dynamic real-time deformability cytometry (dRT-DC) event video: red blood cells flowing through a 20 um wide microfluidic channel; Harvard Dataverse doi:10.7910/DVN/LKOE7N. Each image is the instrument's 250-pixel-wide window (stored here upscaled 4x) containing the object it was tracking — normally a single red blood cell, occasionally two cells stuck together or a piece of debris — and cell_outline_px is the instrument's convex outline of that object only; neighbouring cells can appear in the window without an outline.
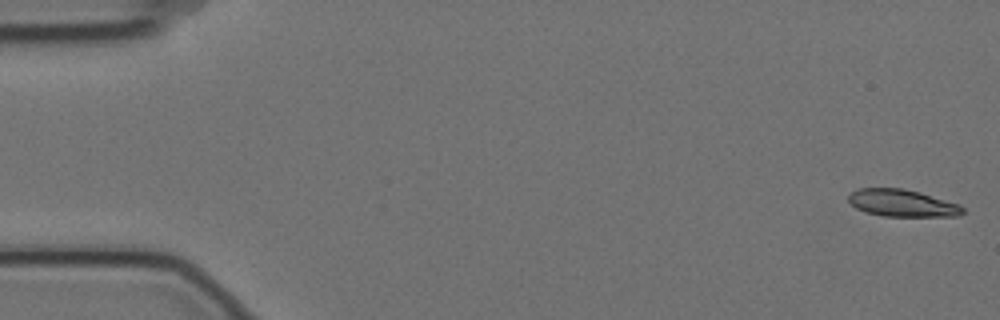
{"species": "Egyptian fruit bat (a non-hibernating species)", "species_latin": "Rousettus aegyptiacus", "temperature_condition": "cold", "stored_images_in_passage": 5, "segment_of_instrument_passage": [2, 2], "camera_frame_rate_fps": 3000, "um_per_image_px": 0.085, "animal": {"sex": "female"}, "frame": {"image": 1, "passage_image": 5, "time_ms": 1.333, "image_size_px": [1000, 320], "cell_outline_px": [[964, 212], [960, 216], [884, 216], [868, 212], [856, 208], [848, 200], [848, 196], [852, 192], [860, 188], [904, 188], [920, 192], [960, 204], [964, 208]], "centroid_in_image_um": [76.73, 17.26], "position_along_channel_um": 8.3, "area_um2": 18.03}}